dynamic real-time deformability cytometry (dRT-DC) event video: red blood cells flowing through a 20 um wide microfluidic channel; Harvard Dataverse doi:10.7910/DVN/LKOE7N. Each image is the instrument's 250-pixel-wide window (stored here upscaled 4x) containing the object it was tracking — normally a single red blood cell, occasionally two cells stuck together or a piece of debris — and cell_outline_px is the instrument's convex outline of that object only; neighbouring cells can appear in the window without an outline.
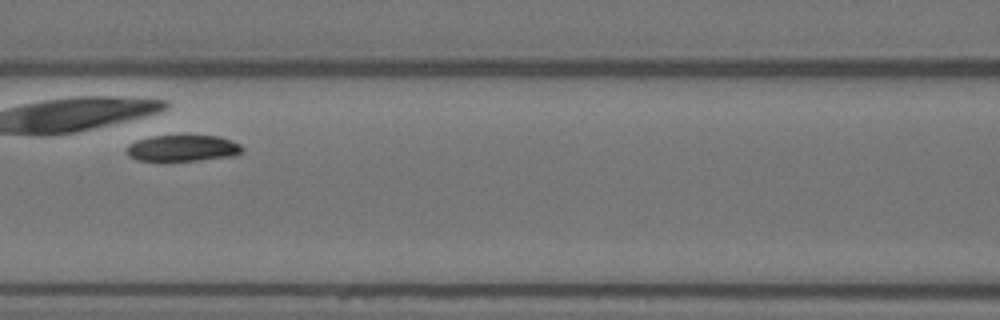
{"species": "Egyptian fruit bat (a non-hibernating species)", "species_latin": "Rousettus aegyptiacus", "temperature_condition": "warm", "stored_images_in_passage": 33, "camera_frame_rate_fps": 3000, "um_per_image_px": 0.085, "animal": {"sex": "female"}, "frame": {"image": 1, "passage_image": 10, "time_ms": 3.0, "image_size_px": [1000, 320], "cell_outline_px": [[244, 152], [236, 156], [196, 160], [136, 160], [128, 156], [128, 144], [136, 140], [152, 136], [220, 136], [232, 140], [240, 144], [244, 148]], "centroid_in_image_um": [15.59, 12.59], "position_along_channel_um": 151.0, "area_um2": 17.69}}